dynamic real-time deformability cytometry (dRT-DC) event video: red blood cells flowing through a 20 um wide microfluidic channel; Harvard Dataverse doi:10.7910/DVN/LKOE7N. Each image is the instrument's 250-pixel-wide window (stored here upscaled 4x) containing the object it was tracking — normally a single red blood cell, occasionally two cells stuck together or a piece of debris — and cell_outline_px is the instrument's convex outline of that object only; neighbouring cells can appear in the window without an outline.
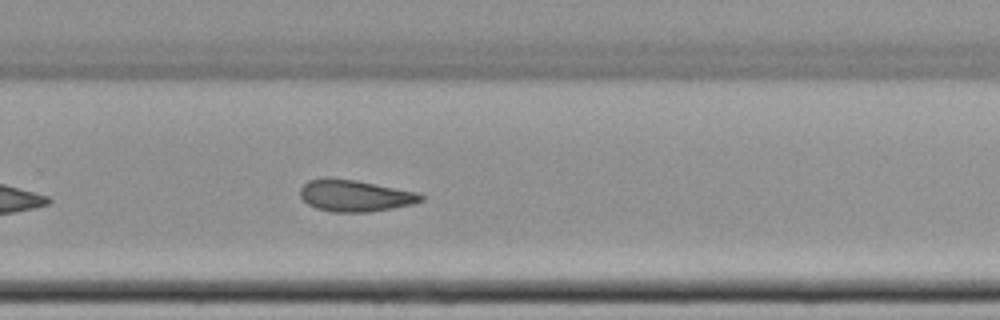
{"species": "common noctule bat (a hibernating species)", "species_latin": "Nyctalus noctula", "temperature_condition": "cold", "stored_images_in_passage": 40, "camera_frame_rate_fps": 3000, "um_per_image_px": 0.085, "animal": {"sex": "female", "body_mass_g": 22.7, "forearm_length_mm": 54.2}, "frame": {"image": 1, "passage_image": 23, "time_ms": 7.333, "image_size_px": [1000, 320], "cell_outline_px": [[424, 200], [412, 204], [392, 208], [368, 212], [332, 212], [316, 208], [308, 204], [300, 196], [300, 188], [308, 180], [356, 180], [416, 192], [424, 196]], "centroid_in_image_um": [30.2, 16.66], "position_along_channel_um": 299.6, "area_um2": 21.68}, "authors_computed_cell_mechanics": {"area_um2": 22.4264, "velocity_mm_per_s": 3.6614, "shape_relaxation_time_tau1_ms": null, "shape_relaxation_time_tau2_ms": 7.9157, "deformation_change_tau1": null, "deformation_change_tau2": 0.1616}}